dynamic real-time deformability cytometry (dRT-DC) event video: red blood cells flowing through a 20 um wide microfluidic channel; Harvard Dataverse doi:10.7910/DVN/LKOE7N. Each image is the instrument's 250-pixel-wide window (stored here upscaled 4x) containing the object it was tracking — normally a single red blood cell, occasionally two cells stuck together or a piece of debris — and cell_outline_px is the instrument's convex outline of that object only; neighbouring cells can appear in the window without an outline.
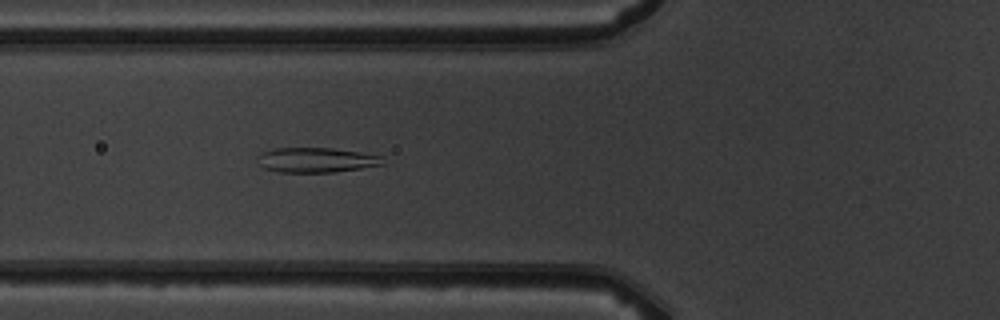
{"species": "common noctule bat (a hibernating species)", "species_latin": "Nyctalus noctula", "temperature_condition": "warm", "stored_images_in_passage": 5, "camera_frame_rate_fps": 3000, "um_per_image_px": 0.085, "animal": {"sex": "male", "body_mass_g": 19.5, "forearm_length_mm": 54.6}, "frame": {"image": 1, "passage_image": 5, "time_ms": 4.667, "image_size_px": [1000, 320], "cell_outline_px": [[384, 164], [336, 172], [280, 172], [264, 168], [260, 164], [256, 156], [260, 152], [276, 148], [332, 148], [360, 152], [384, 156]], "centroid_in_image_um": [26.88, 13.59], "position_along_channel_um": 98.9, "area_um2": 18.21}}